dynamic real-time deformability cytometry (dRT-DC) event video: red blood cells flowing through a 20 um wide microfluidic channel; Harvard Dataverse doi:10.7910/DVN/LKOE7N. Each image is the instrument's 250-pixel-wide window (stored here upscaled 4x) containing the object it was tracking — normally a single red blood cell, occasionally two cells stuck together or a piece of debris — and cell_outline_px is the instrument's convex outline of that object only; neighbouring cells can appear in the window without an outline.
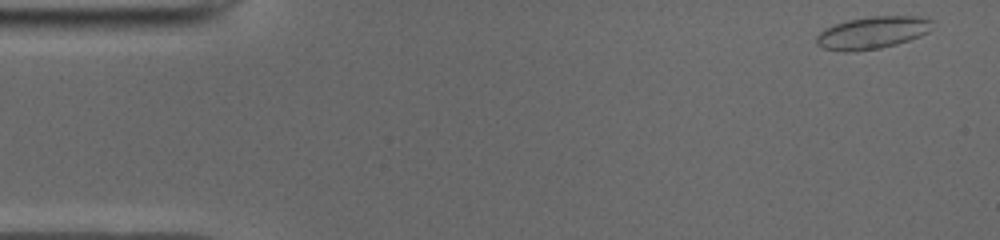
{"species": "common noctule bat (a hibernating species)", "species_latin": "Nyctalus noctula", "temperature_condition": "cold", "stored_images_in_passage": 48, "camera_frame_rate_fps": 3000, "um_per_image_px": 0.085, "animal": {"sex": "male", "body_mass_g": 19.0, "forearm_length_mm": 50.8}, "frame": {"image": 1, "passage_image": 1, "time_ms": 0.0, "image_size_px": [1000, 240], "cell_outline_px": [[932, 20], [928, 32], [920, 36], [896, 44], [880, 48], [848, 52], [844, 52], [824, 48], [816, 44], [816, 36], [824, 28], [848, 20], [872, 16], [920, 16]], "centroid_in_image_um": [74.13, 2.78], "position_along_channel_um": 10.9, "area_um2": 21.68}}
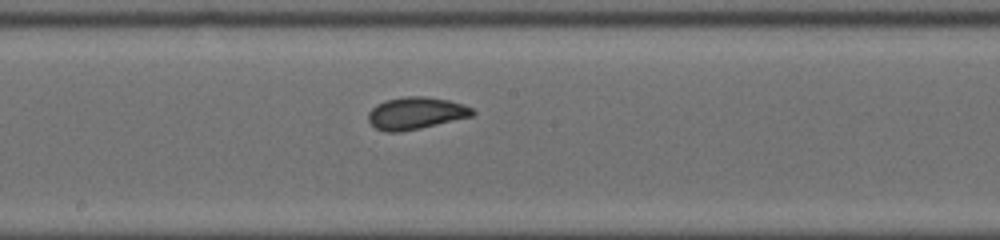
{"frame": {"image": 2, "passage_image": 25, "time_ms": 8.0, "image_size_px": [1000, 240], "cell_outline_px": [[476, 112], [472, 116], [420, 128], [400, 132], [384, 132], [376, 128], [368, 120], [368, 112], [376, 104], [384, 100], [404, 96], [428, 96], [448, 100], [464, 104], [472, 108]], "centroid_in_image_um": [35.33, 9.61], "position_along_channel_um": 212.9, "area_um2": 19.65}}
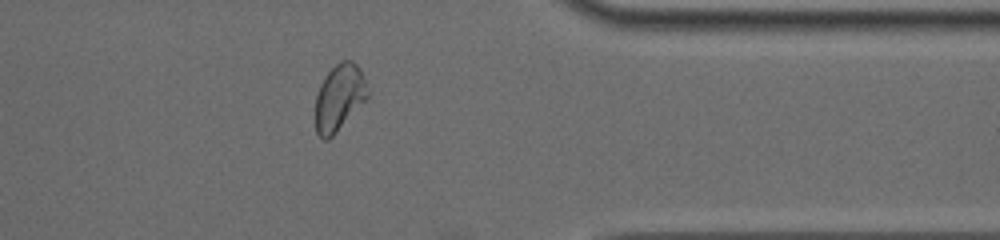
{"frame": {"image": 3, "passage_image": 39, "time_ms": 12.667, "image_size_px": [1000, 240], "cell_outline_px": [[368, 100], [328, 140], [324, 140], [316, 132], [316, 96], [320, 84], [324, 76], [340, 60], [352, 60], [360, 68], [368, 92]], "centroid_in_image_um": [28.85, 8.29], "position_along_channel_um": 382.6, "area_um2": 20.29}, "authors_computed_cell_mechanics": {"area_um2": 20.3167, "velocity_mm_per_s": 3.9382, "shape_relaxation_time_tau1_ms": 11.1499, "shape_relaxation_time_tau2_ms": 0.9413, "deformation_change_tau1": 0.1549, "deformation_change_tau2": 0.0467}}